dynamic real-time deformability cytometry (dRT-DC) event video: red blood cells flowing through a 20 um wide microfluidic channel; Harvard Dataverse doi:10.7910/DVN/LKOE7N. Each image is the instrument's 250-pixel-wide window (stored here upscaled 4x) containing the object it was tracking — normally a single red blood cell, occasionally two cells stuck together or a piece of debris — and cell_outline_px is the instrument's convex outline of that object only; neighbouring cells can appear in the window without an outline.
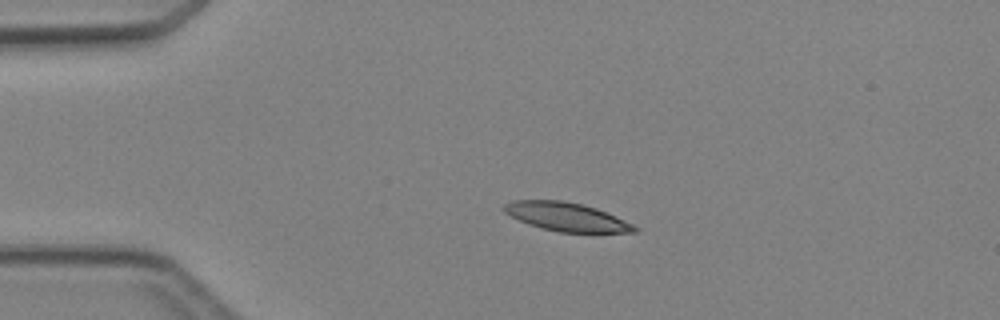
{"species": "Egyptian fruit bat (a non-hibernating species)", "species_latin": "Rousettus aegyptiacus", "temperature_condition": "cold", "stored_images_in_passage": 3, "camera_frame_rate_fps": 3000, "um_per_image_px": 0.085, "animal": {"sex": "female"}, "frame": {"image": 1, "passage_image": 2, "time_ms": 1.333, "image_size_px": [1000, 320], "cell_outline_px": [[640, 228], [636, 232], [560, 232], [528, 224], [504, 212], [504, 204], [512, 200], [560, 200], [580, 204], [596, 208], [616, 216]], "centroid_in_image_um": [48.16, 18.42], "position_along_channel_um": 36.8, "area_um2": 21.39}}